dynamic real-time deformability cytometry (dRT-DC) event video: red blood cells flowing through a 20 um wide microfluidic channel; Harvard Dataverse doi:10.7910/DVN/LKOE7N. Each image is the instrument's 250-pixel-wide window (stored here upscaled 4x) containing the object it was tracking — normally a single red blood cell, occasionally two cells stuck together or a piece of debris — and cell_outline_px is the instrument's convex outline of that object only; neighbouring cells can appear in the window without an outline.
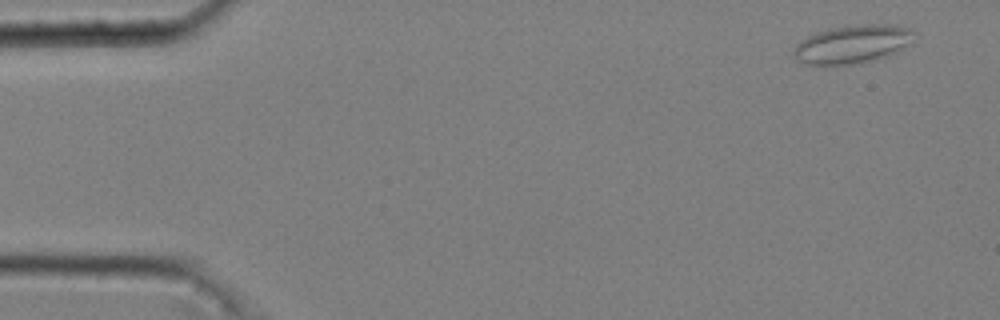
{"species": "common noctule bat (a hibernating species)", "species_latin": "Nyctalus noctula", "temperature_condition": "cold", "stored_images_in_passage": 46, "camera_frame_rate_fps": 3000, "um_per_image_px": 0.085, "animal": {"sex": "male", "body_mass_g": 20.4}, "frame": {"image": 1, "passage_image": 1, "time_ms": 0.0, "image_size_px": [1000, 320], "cell_outline_px": [[916, 32], [908, 44], [900, 52], [888, 56], [860, 64], [804, 64], [796, 60], [792, 56], [792, 52], [796, 44], [808, 36], [816, 32], [828, 28], [856, 24], [896, 24], [912, 28]], "centroid_in_image_um": [72.49, 3.74], "position_along_channel_um": 12.5, "area_um2": 27.46}}
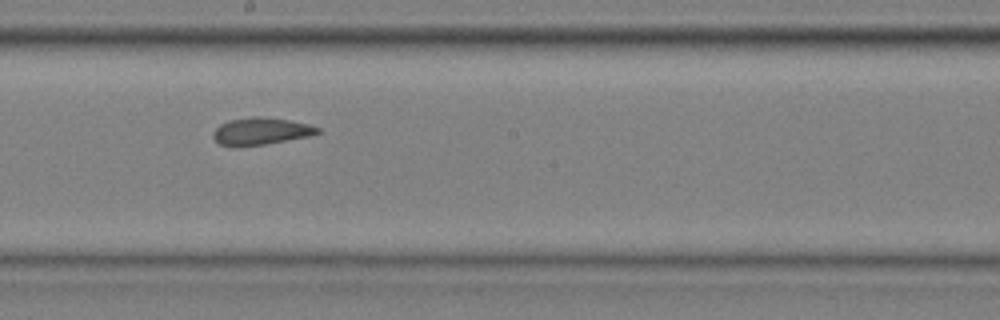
{"frame": {"image": 2, "passage_image": 28, "time_ms": 9.0, "image_size_px": [1000, 320], "cell_outline_px": [[320, 132], [308, 136], [264, 144], [232, 148], [220, 144], [212, 136], [212, 132], [220, 124], [232, 120], [252, 116], [260, 116], [288, 120], [308, 124], [320, 128]], "centroid_in_image_um": [22.13, 11.16], "position_along_channel_um": 226.1, "area_um2": 16.47}}
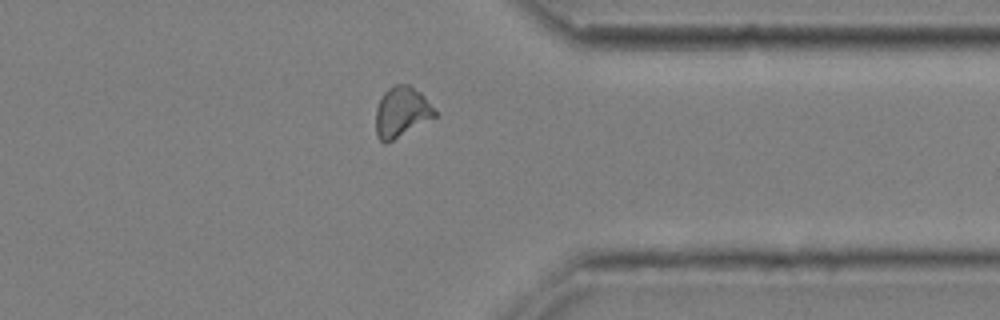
{"frame": {"image": 3, "passage_image": 41, "time_ms": 13.333, "image_size_px": [1000, 320], "cell_outline_px": [[436, 116], [392, 140], [384, 144], [376, 136], [376, 108], [384, 92], [388, 88], [396, 84], [408, 84], [420, 92], [424, 96], [436, 112]], "centroid_in_image_um": [34.1, 9.51], "position_along_channel_um": 377.3, "area_um2": 16.99}, "authors_computed_cell_mechanics": {"area_um2": 17.1088, "velocity_mm_per_s": 3.6288, "shape_relaxation_time_tau1_ms": null, "shape_relaxation_time_tau2_ms": 2.5936, "deformation_change_tau1": null, "deformation_change_tau2": 0.0637}}